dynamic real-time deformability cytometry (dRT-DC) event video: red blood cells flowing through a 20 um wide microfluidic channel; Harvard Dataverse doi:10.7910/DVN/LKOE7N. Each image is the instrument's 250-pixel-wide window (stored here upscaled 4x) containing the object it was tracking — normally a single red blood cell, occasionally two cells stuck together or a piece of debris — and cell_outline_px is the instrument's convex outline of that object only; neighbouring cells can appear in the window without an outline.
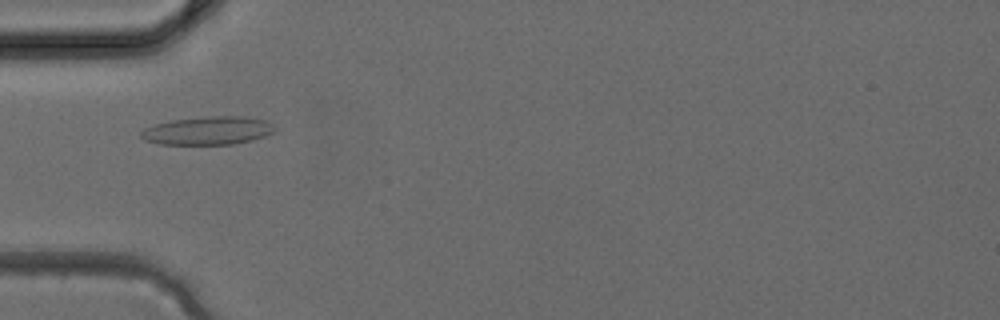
{"species": "common noctule bat (a hibernating species)", "species_latin": "Nyctalus noctula", "temperature_condition": "cold", "stored_images_in_passage": 1, "camera_frame_rate_fps": 3000, "um_per_image_px": 0.085, "animal": {"sex": "female", "body_mass_g": 24.6, "forearm_length_mm": 56.2}, "frame": {"image": 1, "passage_image": 1, "time_ms": 0.0, "image_size_px": [1000, 320], "cell_outline_px": [[276, 132], [252, 140], [232, 144], [160, 144], [144, 140], [140, 136], [140, 132], [144, 128], [156, 124], [172, 120], [212, 116], [244, 116], [264, 120], [272, 124], [276, 128]], "centroid_in_image_um": [17.68, 11.1], "position_along_channel_um": 67.3, "area_um2": 21.96}}